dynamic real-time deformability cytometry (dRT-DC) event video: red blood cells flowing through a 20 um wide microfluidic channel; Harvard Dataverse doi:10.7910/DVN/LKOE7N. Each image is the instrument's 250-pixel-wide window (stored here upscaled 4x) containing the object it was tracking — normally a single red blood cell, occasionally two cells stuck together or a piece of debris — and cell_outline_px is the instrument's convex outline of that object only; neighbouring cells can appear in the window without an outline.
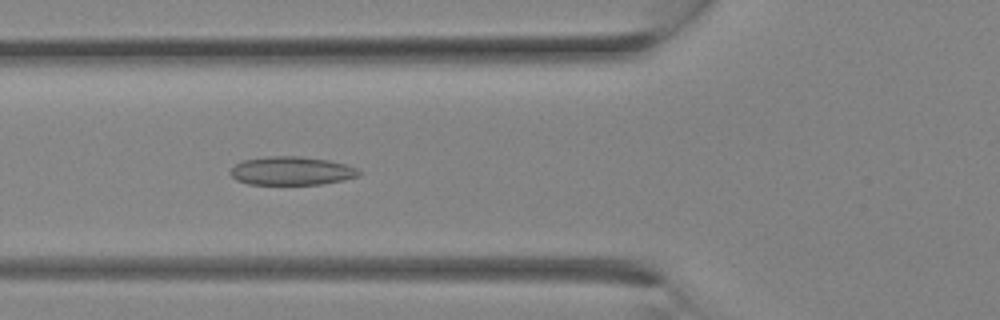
{"species": "Egyptian fruit bat (a non-hibernating species)", "species_latin": "Rousettus aegyptiacus", "temperature_condition": "room temperature", "stored_images_in_passage": 18, "camera_frame_rate_fps": 3000, "um_per_image_px": 0.085, "animal": {"sex": "female"}, "frame": {"image": 1, "passage_image": 11, "time_ms": 3.333, "image_size_px": [1000, 320], "cell_outline_px": [[364, 172], [360, 176], [344, 180], [320, 184], [248, 184], [236, 180], [228, 172], [236, 164], [244, 160], [268, 156], [300, 156], [328, 160], [348, 164]], "centroid_in_image_um": [24.83, 14.52], "position_along_channel_um": 101.0, "area_um2": 21.5}}
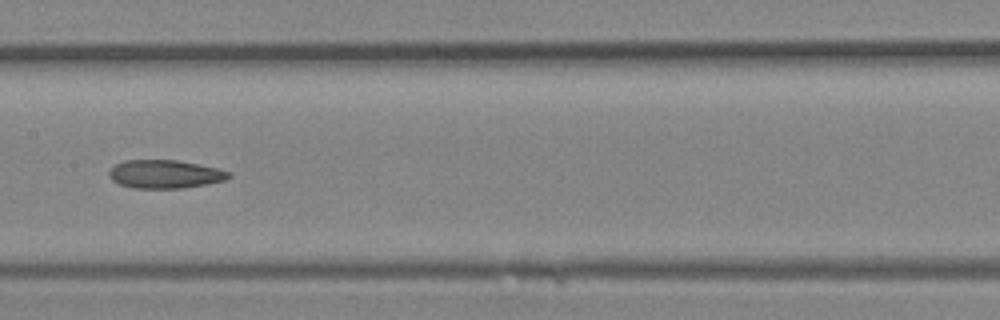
{"frame": {"image": 2, "passage_image": 15, "time_ms": 4.667, "image_size_px": [1000, 320], "cell_outline_px": [[232, 176], [224, 180], [184, 188], [132, 188], [120, 184], [112, 180], [108, 176], [108, 172], [116, 164], [124, 160], [180, 160], [216, 168], [232, 172]], "centroid_in_image_um": [14.01, 14.8], "position_along_channel_um": 193.4, "area_um2": 19.77}}
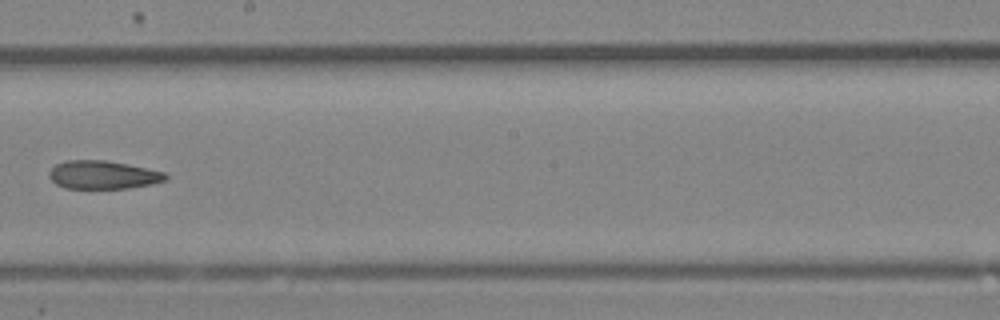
{"frame": {"image": 3, "passage_image": 17, "time_ms": 5.333, "image_size_px": [1000, 320], "cell_outline_px": [[168, 180], [152, 184], [128, 188], [64, 188], [56, 184], [48, 176], [48, 172], [56, 164], [68, 160], [104, 160], [164, 172], [168, 176]], "centroid_in_image_um": [8.73, 14.87], "position_along_channel_um": 239.5, "area_um2": 19.02}}